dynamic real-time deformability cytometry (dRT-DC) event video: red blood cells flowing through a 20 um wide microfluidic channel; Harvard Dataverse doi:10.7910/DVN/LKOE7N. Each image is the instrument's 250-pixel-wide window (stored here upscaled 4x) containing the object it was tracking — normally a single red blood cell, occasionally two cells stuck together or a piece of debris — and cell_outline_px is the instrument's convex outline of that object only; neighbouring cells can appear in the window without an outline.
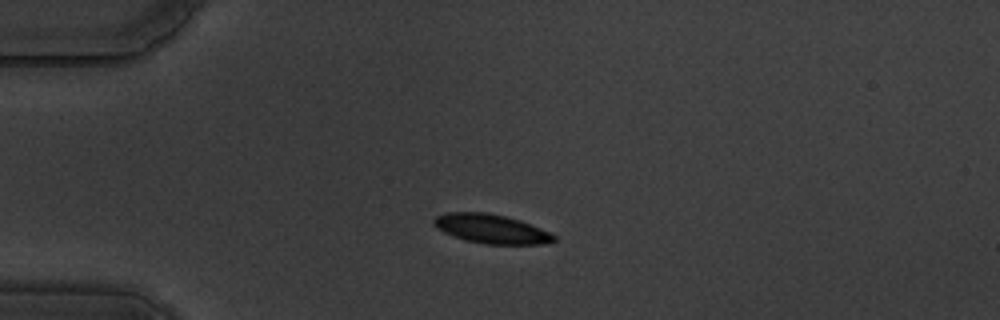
{"species": "common noctule bat (a hibernating species)", "species_latin": "Nyctalus noctula", "temperature_condition": "warm", "stored_images_in_passage": 44, "camera_frame_rate_fps": 3000, "um_per_image_px": 0.085, "animal": {"sex": "male", "body_mass_g": 19.5, "forearm_length_mm": 54.6}, "frame": {"image": 1, "passage_image": 1, "time_ms": 0.0, "image_size_px": [1000, 320], "cell_outline_px": [[556, 240], [544, 244], [484, 244], [464, 240], [444, 232], [436, 228], [432, 224], [432, 220], [436, 216], [448, 212], [488, 212], [520, 220], [540, 228], [556, 236]], "centroid_in_image_um": [41.72, 19.45], "position_along_channel_um": 43.3, "area_um2": 20.4}}
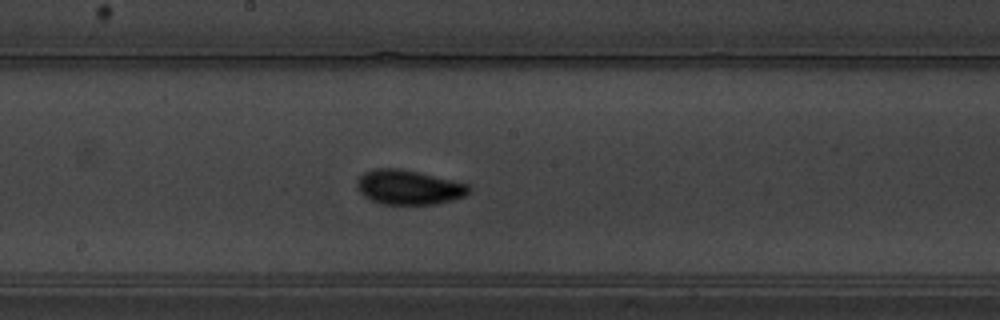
{"frame": {"image": 2, "passage_image": 18, "time_ms": 5.667, "image_size_px": [1000, 320], "cell_outline_px": [[472, 192], [464, 196], [452, 200], [436, 204], [380, 204], [364, 196], [360, 192], [356, 184], [356, 180], [364, 172], [376, 168], [400, 168], [452, 180], [468, 184], [472, 188]], "centroid_in_image_um": [34.75, 15.92], "position_along_channel_um": 213.5, "area_um2": 22.6}}
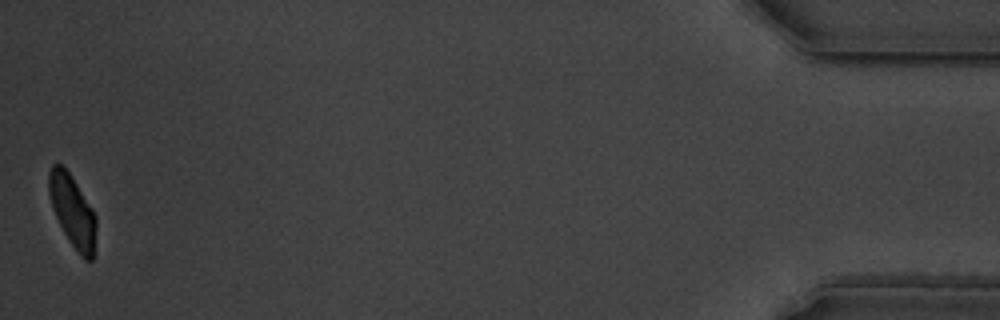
{"frame": {"image": 3, "passage_image": 44, "time_ms": 14.333, "image_size_px": [1000, 320], "cell_outline_px": [[96, 228], [92, 260], [84, 260], [80, 256], [68, 240], [52, 208], [48, 192], [48, 172], [52, 164], [60, 164], [72, 176], [92, 208], [96, 216]], "centroid_in_image_um": [6.15, 17.93], "position_along_channel_um": 429.0, "area_um2": 19.77}, "authors_computed_cell_mechanics": {"area_um2": 21.4149, "velocity_mm_per_s": 3.4959, "shape_relaxation_time_tau1_ms": 3.5683, "shape_relaxation_time_tau2_ms": 1.3687, "deformation_change_tau1": 0.1435, "deformation_change_tau2": 0.0611}}